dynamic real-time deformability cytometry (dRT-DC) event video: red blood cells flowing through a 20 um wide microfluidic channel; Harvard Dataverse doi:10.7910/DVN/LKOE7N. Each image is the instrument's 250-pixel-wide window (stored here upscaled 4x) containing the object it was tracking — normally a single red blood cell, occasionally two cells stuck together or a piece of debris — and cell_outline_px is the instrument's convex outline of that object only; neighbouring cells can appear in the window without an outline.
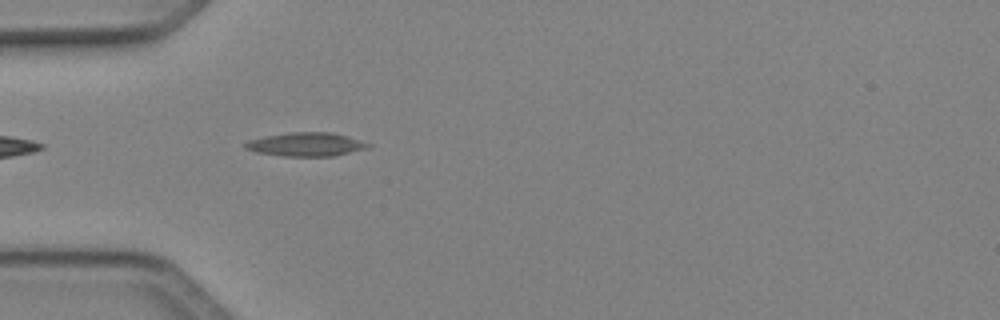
{"species": "Egyptian fruit bat (a non-hibernating species)", "species_latin": "Rousettus aegyptiacus", "temperature_condition": "cold", "stored_images_in_passage": 37, "camera_frame_rate_fps": 3000, "um_per_image_px": 0.085, "animal": {"sex": "female"}, "frame": {"image": 1, "passage_image": 3, "time_ms": 0.667, "image_size_px": [1000, 320], "cell_outline_px": [[372, 144], [368, 148], [332, 156], [280, 156], [256, 152], [244, 148], [244, 144], [248, 140], [268, 136], [292, 132], [332, 132]], "centroid_in_image_um": [25.99, 12.28], "position_along_channel_um": 59.0, "area_um2": 16.76}}
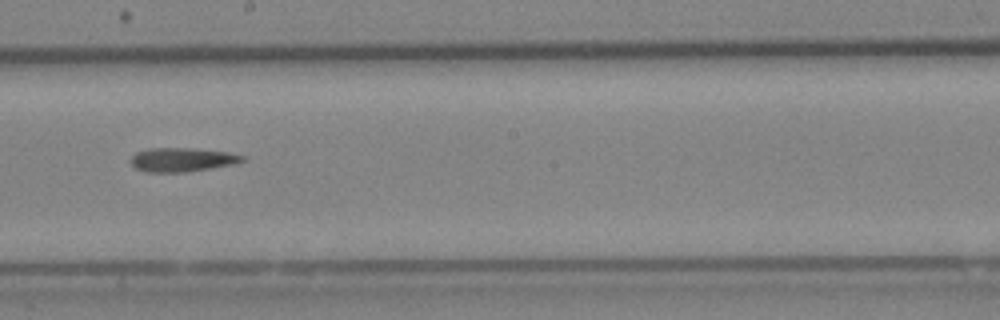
{"frame": {"image": 2, "passage_image": 16, "time_ms": 5.0, "image_size_px": [1000, 320], "cell_outline_px": [[244, 160], [232, 164], [188, 172], [144, 172], [136, 168], [128, 160], [136, 152], [148, 148], [192, 148], [232, 152], [244, 156]], "centroid_in_image_um": [15.44, 13.56], "position_along_channel_um": 232.8, "area_um2": 15.66}}
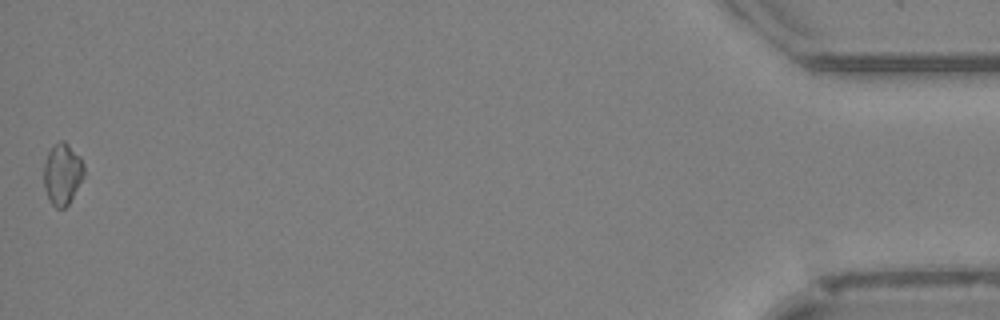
{"frame": {"image": 3, "passage_image": 37, "time_ms": 12.0, "image_size_px": [1000, 320], "cell_outline_px": [[84, 176], [68, 204], [64, 208], [56, 208], [52, 204], [44, 188], [44, 164], [48, 152], [60, 140], [64, 140], [80, 156], [84, 164]], "centroid_in_image_um": [5.31, 14.78], "position_along_channel_um": 429.9, "area_um2": 14.22}}